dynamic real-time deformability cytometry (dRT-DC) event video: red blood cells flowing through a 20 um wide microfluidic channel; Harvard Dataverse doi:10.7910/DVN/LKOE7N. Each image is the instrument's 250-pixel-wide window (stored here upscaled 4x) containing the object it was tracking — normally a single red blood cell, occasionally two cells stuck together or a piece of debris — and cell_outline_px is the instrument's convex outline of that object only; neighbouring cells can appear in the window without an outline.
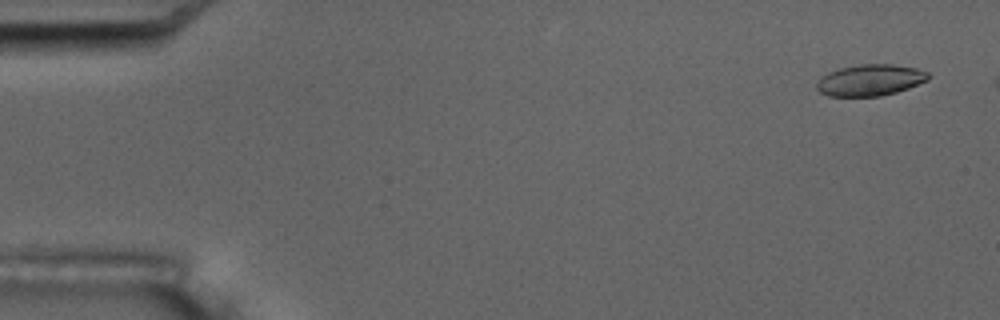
{"species": "common noctule bat (a hibernating species)", "species_latin": "Nyctalus noctula", "temperature_condition": "room temperature", "stored_images_in_passage": 6, "camera_frame_rate_fps": 3000, "um_per_image_px": 0.085, "animal": {"sex": "male", "body_mass_g": 17.5, "forearm_length_mm": 52.3}, "frame": {"image": 1, "passage_image": 1, "time_ms": 0.0, "image_size_px": [1000, 320], "cell_outline_px": [[932, 76], [928, 80], [908, 88], [896, 92], [880, 96], [828, 96], [820, 92], [816, 88], [816, 84], [828, 72], [840, 68], [860, 64], [892, 64], [916, 68], [928, 72]], "centroid_in_image_um": [74.0, 6.81], "position_along_channel_um": 11.0, "area_um2": 20.35}}